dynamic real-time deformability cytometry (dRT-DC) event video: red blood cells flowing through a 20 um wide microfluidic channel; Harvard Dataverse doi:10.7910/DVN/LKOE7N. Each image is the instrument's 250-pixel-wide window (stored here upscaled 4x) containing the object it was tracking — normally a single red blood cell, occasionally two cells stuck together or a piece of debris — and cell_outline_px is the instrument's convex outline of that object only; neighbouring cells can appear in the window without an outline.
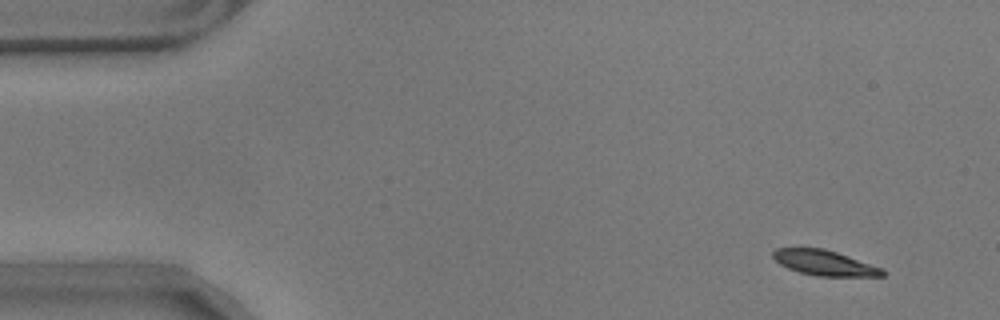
{"species": "common noctule bat (a hibernating species)", "species_latin": "Nyctalus noctula", "temperature_condition": "warm", "stored_images_in_passage": 55, "segment_of_instrument_passage": [1, 2], "camera_frame_rate_fps": 3000, "um_per_image_px": 0.085, "animal": {"sex": "male", "body_mass_g": 17.9}, "frame": {"image": 1, "passage_image": 1, "time_ms": 0.0, "image_size_px": [1000, 320], "cell_outline_px": [[884, 276], [816, 276], [800, 272], [788, 268], [780, 264], [772, 256], [772, 252], [776, 248], [824, 248], [884, 268]], "centroid_in_image_um": [70.08, 22.34], "position_along_channel_um": 14.9, "area_um2": 16.01}}
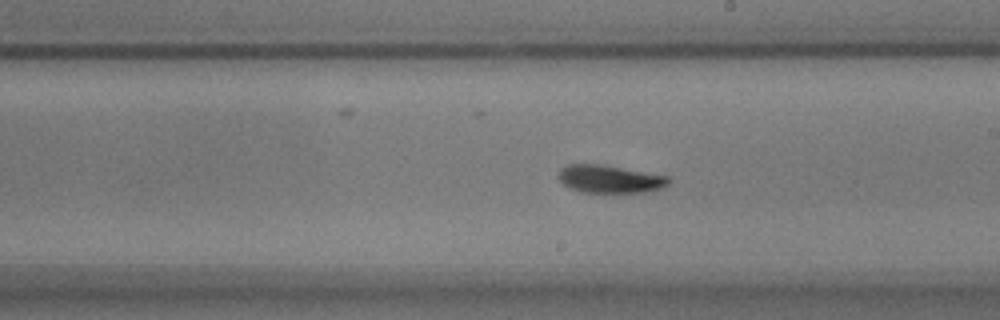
{"frame": {"image": 2, "passage_image": 29, "time_ms": 9.333, "image_size_px": [1000, 320], "cell_outline_px": [[672, 180], [668, 184], [660, 188], [644, 192], [580, 192], [568, 188], [556, 176], [560, 168], [568, 164], [600, 164], [668, 176]], "centroid_in_image_um": [51.78, 15.21], "position_along_channel_um": 237.2, "area_um2": 17.86}}
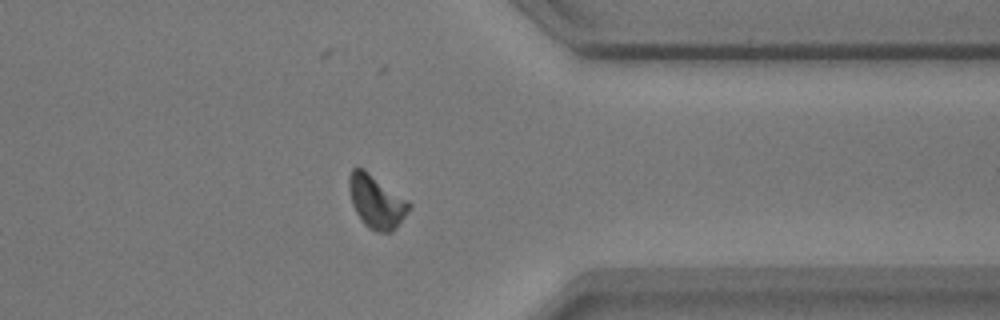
{"frame": {"image": 3, "passage_image": 42, "time_ms": 13.667, "image_size_px": [1000, 320], "cell_outline_px": [[412, 204], [396, 228], [392, 232], [376, 232], [368, 228], [364, 224], [356, 212], [352, 204], [348, 188], [348, 176], [352, 168], [364, 168], [408, 200]], "centroid_in_image_um": [31.97, 17.12], "position_along_channel_um": 379.4, "area_um2": 18.67}}